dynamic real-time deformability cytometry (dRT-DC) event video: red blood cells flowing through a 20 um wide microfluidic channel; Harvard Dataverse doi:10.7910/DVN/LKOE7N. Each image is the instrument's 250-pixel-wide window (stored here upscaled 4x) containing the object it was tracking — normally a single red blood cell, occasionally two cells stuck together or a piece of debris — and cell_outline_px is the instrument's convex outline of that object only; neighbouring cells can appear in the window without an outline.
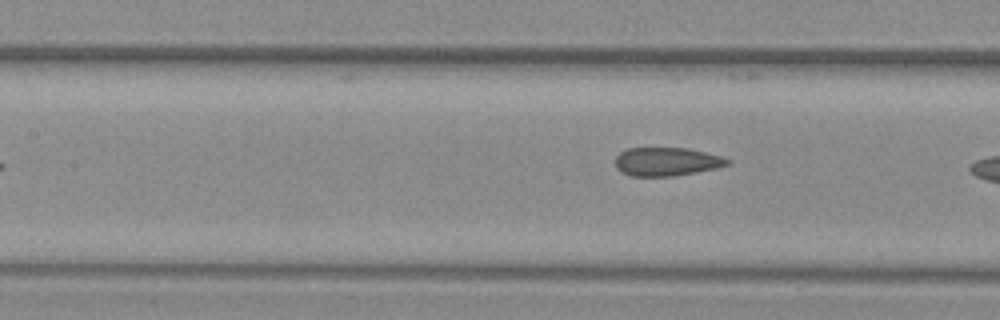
{"species": "common noctule bat (a hibernating species)", "species_latin": "Nyctalus noctula", "temperature_condition": "warm", "stored_images_in_passage": 8, "camera_frame_rate_fps": 3000, "um_per_image_px": 0.085, "animal": {"sex": "female", "body_mass_g": 29.2, "forearm_length_mm": 56.3}, "frame": {"image": 1, "passage_image": 8, "time_ms": 2.333, "image_size_px": [1000, 320], "cell_outline_px": [[732, 164], [716, 168], [672, 176], [632, 176], [620, 172], [616, 168], [616, 156], [620, 152], [628, 148], [688, 148], [720, 156], [732, 160]], "centroid_in_image_um": [56.66, 13.74], "position_along_channel_um": 150.7, "area_um2": 18.61}}